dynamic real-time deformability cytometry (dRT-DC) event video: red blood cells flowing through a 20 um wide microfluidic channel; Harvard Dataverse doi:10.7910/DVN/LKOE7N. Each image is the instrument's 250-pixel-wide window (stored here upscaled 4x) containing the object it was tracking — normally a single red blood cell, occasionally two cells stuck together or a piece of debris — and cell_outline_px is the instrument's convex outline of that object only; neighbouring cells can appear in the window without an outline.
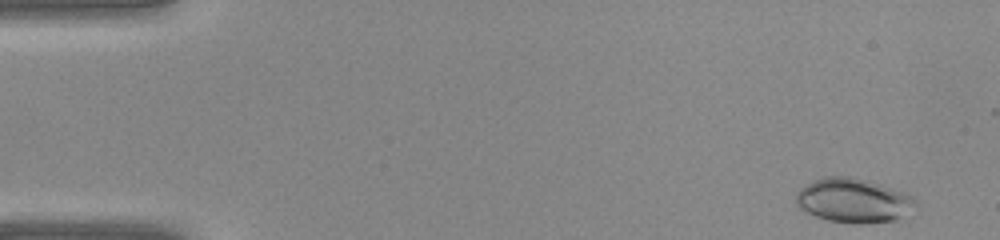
{"species": "common noctule bat (a hibernating species)", "species_latin": "Nyctalus noctula", "temperature_condition": "warm", "stored_images_in_passage": 39, "camera_frame_rate_fps": 3000, "um_per_image_px": 0.085, "animal": {"sex": "female", "body_mass_g": 22.0, "forearm_length_mm": 56.7}, "frame": {"image": 1, "passage_image": 1, "time_ms": 0.0, "image_size_px": [1000, 240], "cell_outline_px": [[916, 204], [896, 220], [864, 224], [852, 224], [828, 220], [816, 216], [800, 208], [796, 204], [796, 192], [800, 188], [824, 176], [852, 176], [868, 180], [904, 192], [912, 196], [916, 200]], "centroid_in_image_um": [72.52, 17.04], "position_along_channel_um": 12.5, "area_um2": 30.69}}
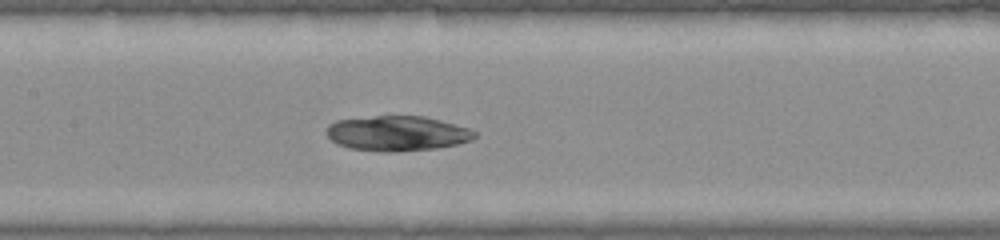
{"frame": {"image": 2, "passage_image": 18, "time_ms": 5.667, "image_size_px": [1000, 240], "cell_outline_px": [[476, 136], [472, 140], [456, 144], [436, 148], [392, 152], [380, 152], [348, 148], [336, 144], [324, 132], [328, 124], [336, 120], [376, 116], [424, 116], [440, 120], [468, 128], [476, 132]], "centroid_in_image_um": [33.71, 11.34], "position_along_channel_um": 173.7, "area_um2": 30.35}}
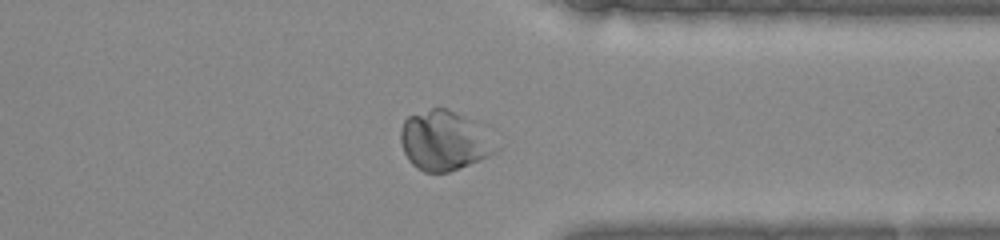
{"frame": {"image": 3, "passage_image": 30, "time_ms": 9.667, "image_size_px": [1000, 240], "cell_outline_px": [[504, 144], [496, 152], [480, 160], [460, 168], [448, 172], [424, 172], [416, 168], [408, 160], [404, 152], [400, 140], [400, 128], [404, 120], [408, 116], [432, 108], [448, 108], [468, 120]], "centroid_in_image_um": [37.77, 11.98], "position_along_channel_um": 373.6, "area_um2": 33.18}}